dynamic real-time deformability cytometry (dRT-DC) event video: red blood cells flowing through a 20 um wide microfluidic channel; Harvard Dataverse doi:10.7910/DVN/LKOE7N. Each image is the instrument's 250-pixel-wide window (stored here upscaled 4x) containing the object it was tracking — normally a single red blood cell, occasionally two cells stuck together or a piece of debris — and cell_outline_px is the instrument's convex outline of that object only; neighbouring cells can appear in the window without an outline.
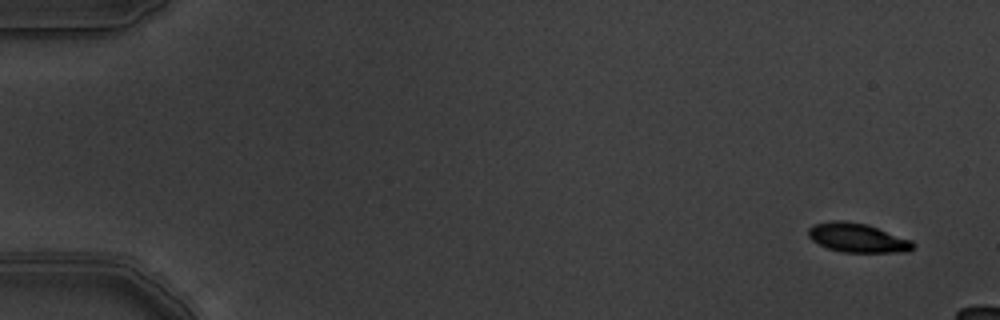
{"species": "common noctule bat (a hibernating species)", "species_latin": "Nyctalus noctula", "temperature_condition": "warm", "stored_images_in_passage": 4, "camera_frame_rate_fps": 3000, "um_per_image_px": 0.085, "animal": {"sex": "male", "body_mass_g": 19.5, "forearm_length_mm": 54.6}, "frame": {"image": 1, "passage_image": 1, "time_ms": 0.0, "image_size_px": [1000, 320], "cell_outline_px": [[916, 248], [908, 252], [840, 252], [828, 248], [812, 240], [808, 236], [808, 228], [816, 224], [832, 220], [840, 220], [868, 224], [912, 240], [916, 244]], "centroid_in_image_um": [72.94, 20.22], "position_along_channel_um": 12.1, "area_um2": 17.92}}